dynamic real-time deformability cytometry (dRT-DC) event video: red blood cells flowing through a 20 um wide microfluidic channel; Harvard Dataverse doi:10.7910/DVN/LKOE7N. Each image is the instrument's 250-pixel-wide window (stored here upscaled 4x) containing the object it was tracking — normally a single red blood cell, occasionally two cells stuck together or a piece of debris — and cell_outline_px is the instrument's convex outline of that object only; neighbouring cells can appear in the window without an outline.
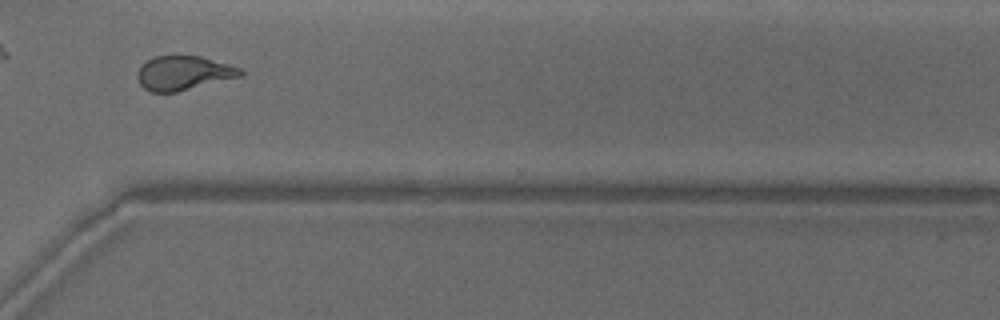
{"species": "common noctule bat (a hibernating species)", "species_latin": "Nyctalus noctula", "temperature_condition": "warm", "stored_images_in_passage": 41, "camera_frame_rate_fps": 3000, "um_per_image_px": 0.085, "animal": {"sex": "male", "body_mass_g": 18.8}, "frame": {"image": 1, "passage_image": 35, "time_ms": 11.333, "image_size_px": [1000, 320], "cell_outline_px": [[244, 76], [176, 92], [152, 92], [144, 88], [140, 84], [136, 76], [136, 72], [148, 60], [156, 56], [200, 56], [240, 68], [244, 72]], "centroid_in_image_um": [15.61, 6.22], "position_along_channel_um": 355.0, "area_um2": 20.4}}
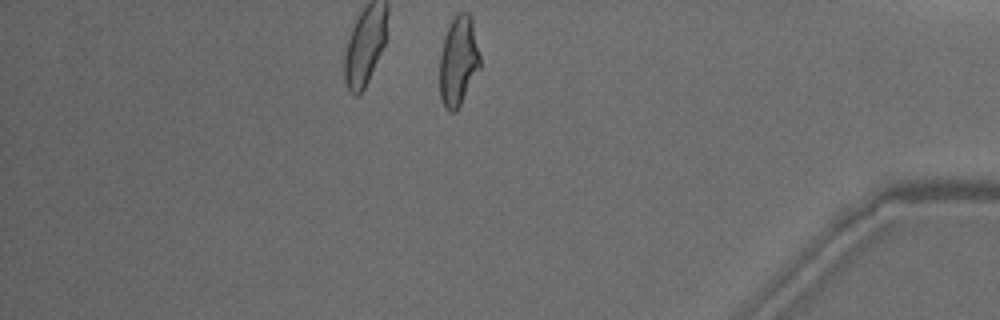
{"frame": {"image": 2, "passage_image": 41, "time_ms": 13.333, "image_size_px": [1000, 320], "cell_outline_px": [[480, 68], [456, 112], [448, 112], [440, 96], [440, 52], [448, 28], [456, 12], [468, 12], [472, 20], [480, 56]], "centroid_in_image_um": [38.96, 5.19], "position_along_channel_um": 396.2, "area_um2": 20.92}, "authors_computed_cell_mechanics": {"area_um2": 21.1548, "velocity_mm_per_s": 3.9254, "shape_relaxation_time_tau1_ms": 6.2544, "shape_relaxation_time_tau2_ms": 1.2146, "deformation_change_tau1": 0.2086, "deformation_change_tau2": 0.0865}}